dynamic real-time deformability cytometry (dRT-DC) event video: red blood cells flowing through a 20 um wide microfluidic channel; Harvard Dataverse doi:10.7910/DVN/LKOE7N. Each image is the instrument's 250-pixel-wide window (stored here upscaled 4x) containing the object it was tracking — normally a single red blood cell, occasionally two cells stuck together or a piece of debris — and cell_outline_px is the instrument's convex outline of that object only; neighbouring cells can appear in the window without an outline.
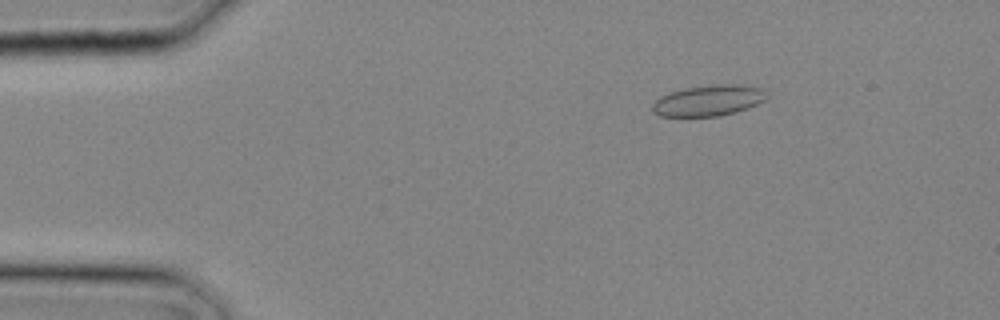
{"species": "common noctule bat (a hibernating species)", "species_latin": "Nyctalus noctula", "temperature_condition": "cold", "stored_images_in_passage": 11, "camera_frame_rate_fps": 3000, "um_per_image_px": 0.085, "animal": {"sex": "male", "body_mass_g": 20.4}, "frame": {"image": 1, "passage_image": 5, "time_ms": 1.333, "image_size_px": [1000, 320], "cell_outline_px": [[768, 96], [764, 100], [748, 108], [736, 112], [720, 116], [660, 116], [652, 112], [652, 104], [660, 96], [668, 92], [684, 88], [716, 84], [744, 84], [760, 88]], "centroid_in_image_um": [60.2, 8.54], "position_along_channel_um": 24.8, "area_um2": 20.69}}
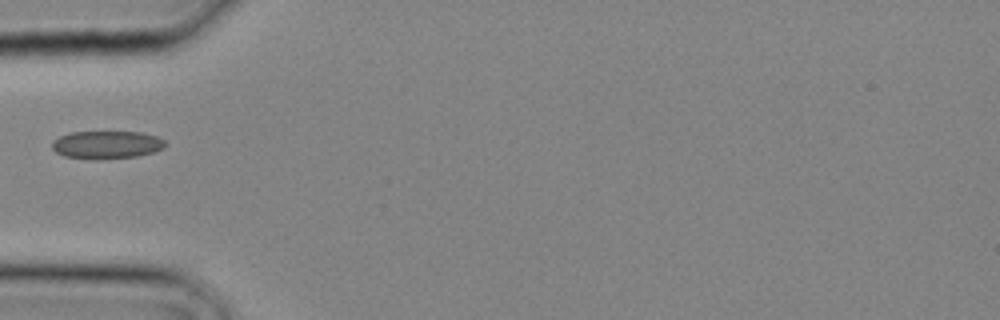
{"frame": {"image": 2, "passage_image": 10, "time_ms": 3.0, "image_size_px": [1000, 320], "cell_outline_px": [[168, 144], [164, 148], [152, 152], [136, 156], [64, 156], [56, 152], [52, 148], [52, 140], [60, 136], [72, 132], [140, 132], [156, 136], [164, 140]], "centroid_in_image_um": [9.1, 12.24], "position_along_channel_um": 75.9, "area_um2": 17.4}}